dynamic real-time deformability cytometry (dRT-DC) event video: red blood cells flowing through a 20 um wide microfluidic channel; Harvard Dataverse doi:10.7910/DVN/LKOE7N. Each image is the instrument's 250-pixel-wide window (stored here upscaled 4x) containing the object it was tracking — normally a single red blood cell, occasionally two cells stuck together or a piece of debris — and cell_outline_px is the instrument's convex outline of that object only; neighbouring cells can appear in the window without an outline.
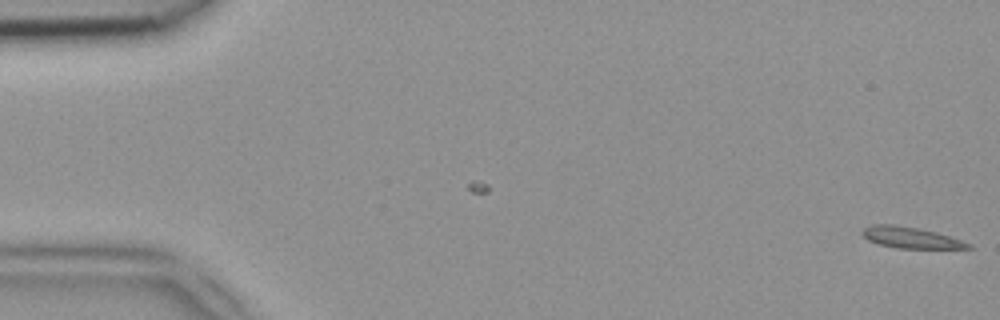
{"species": "common noctule bat (a hibernating species)", "species_latin": "Nyctalus noctula", "temperature_condition": "room temperature", "stored_images_in_passage": 5, "camera_frame_rate_fps": 3000, "um_per_image_px": 0.085, "animal": {"sex": "female", "body_mass_g": 18.4}, "frame": {"image": 1, "passage_image": 5, "time_ms": 1.333, "image_size_px": [1000, 320], "cell_outline_px": [[972, 248], [896, 248], [880, 244], [868, 240], [860, 232], [864, 228], [872, 224], [892, 224], [916, 228], [936, 232], [972, 244]], "centroid_in_image_um": [77.37, 20.19], "position_along_channel_um": 7.6, "area_um2": 12.83}}